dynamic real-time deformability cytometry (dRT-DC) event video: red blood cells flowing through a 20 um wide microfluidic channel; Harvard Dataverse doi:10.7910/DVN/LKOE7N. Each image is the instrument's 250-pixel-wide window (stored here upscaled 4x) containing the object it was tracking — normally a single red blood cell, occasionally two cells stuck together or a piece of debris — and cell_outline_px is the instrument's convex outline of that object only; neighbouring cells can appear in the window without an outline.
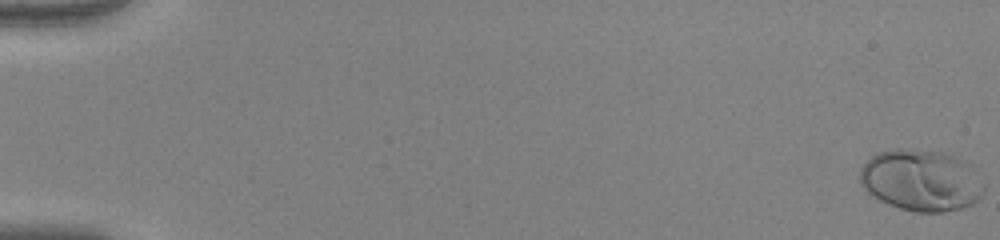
{"species": "human", "species_latin": "Homo sapiens", "temperature_condition": "warm", "stored_images_in_passage": 54, "camera_frame_rate_fps": 3000, "um_per_image_px": 0.085, "donor": {"sex": "female"}, "frame": {"image": 1, "passage_image": 1, "time_ms": 0.0, "image_size_px": [1000, 240], "cell_outline_px": [[984, 192], [972, 204], [960, 208], [944, 212], [916, 212], [900, 208], [888, 204], [880, 200], [868, 192], [860, 184], [860, 168], [872, 156], [880, 152], [892, 148], [908, 148], [940, 152], [964, 160], [972, 164], [984, 184]], "centroid_in_image_um": [78.31, 15.32], "position_along_channel_um": 6.7, "area_um2": 44.62}}
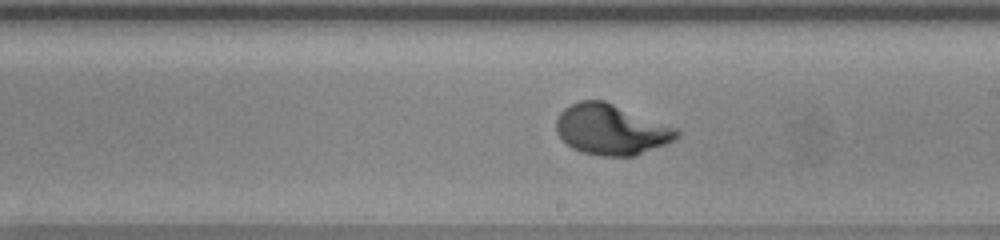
{"frame": {"image": 2, "passage_image": 33, "time_ms": 10.667, "image_size_px": [1000, 240], "cell_outline_px": [[680, 136], [676, 140], [636, 156], [600, 156], [580, 152], [572, 148], [556, 132], [556, 120], [560, 112], [564, 108], [580, 100], [604, 100], [676, 128], [680, 132]], "centroid_in_image_um": [51.95, 11.02], "position_along_channel_um": 237.0, "area_um2": 35.49}}
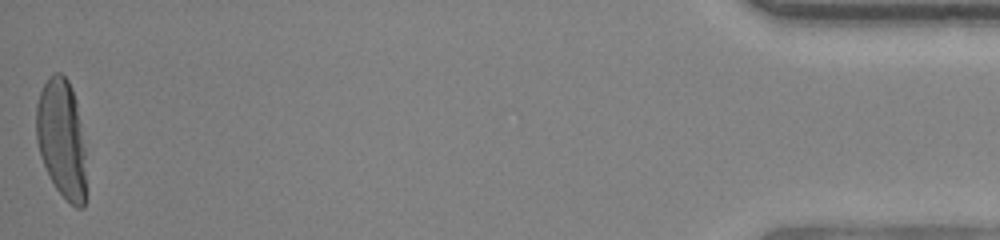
{"frame": {"image": 3, "passage_image": 54, "time_ms": 17.667, "image_size_px": [1000, 240], "cell_outline_px": [[84, 208], [76, 208], [56, 188], [44, 164], [36, 140], [36, 104], [40, 92], [48, 76], [56, 72], [60, 72], [68, 80], [72, 88], [76, 100], [84, 148]], "centroid_in_image_um": [5.21, 11.71], "position_along_channel_um": 430.0, "area_um2": 33.93}}